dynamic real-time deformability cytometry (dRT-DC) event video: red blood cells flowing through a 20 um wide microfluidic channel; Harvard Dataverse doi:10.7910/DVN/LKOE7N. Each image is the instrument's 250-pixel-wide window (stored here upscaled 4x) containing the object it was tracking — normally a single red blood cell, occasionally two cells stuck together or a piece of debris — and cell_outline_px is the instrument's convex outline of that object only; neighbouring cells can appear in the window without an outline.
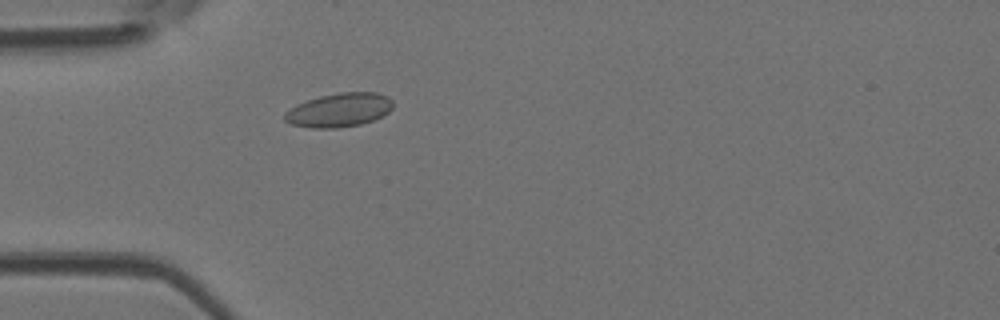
{"species": "Egyptian fruit bat (a non-hibernating species)", "species_latin": "Rousettus aegyptiacus", "temperature_condition": "room temperature", "stored_images_in_passage": 37, "camera_frame_rate_fps": 3000, "um_per_image_px": 0.085, "animal": {"sex": "female"}, "frame": {"image": 1, "passage_image": 2, "time_ms": 0.333, "image_size_px": [1000, 320], "cell_outline_px": [[392, 108], [388, 112], [372, 120], [360, 124], [336, 128], [312, 128], [292, 124], [284, 120], [284, 112], [296, 104], [320, 96], [340, 92], [376, 92], [388, 96], [392, 100]], "centroid_in_image_um": [28.81, 9.34], "position_along_channel_um": 56.2, "area_um2": 21.27}}
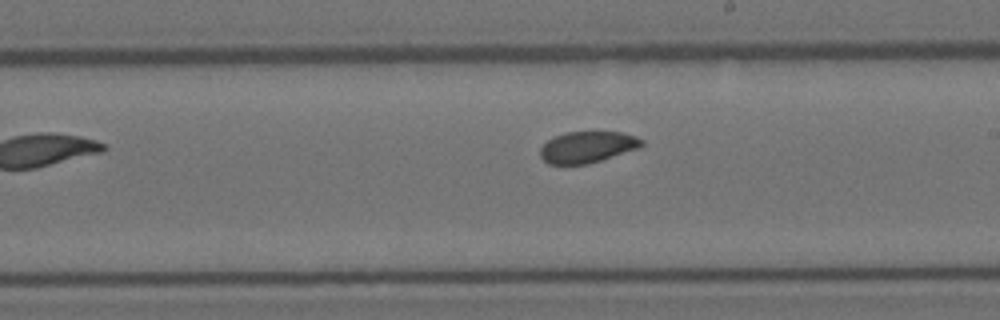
{"frame": {"image": 2, "passage_image": 16, "time_ms": 5.0, "image_size_px": [1000, 320], "cell_outline_px": [[644, 144], [640, 148], [588, 164], [548, 164], [540, 156], [540, 148], [548, 140], [564, 132], [620, 132], [636, 136], [644, 140]], "centroid_in_image_um": [49.95, 12.5], "position_along_channel_um": 239.1, "area_um2": 18.55}}
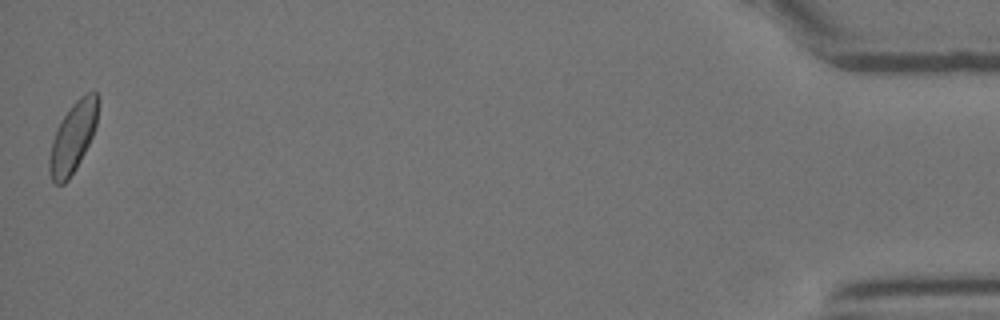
{"frame": {"image": 3, "passage_image": 37, "time_ms": 12.0, "image_size_px": [1000, 320], "cell_outline_px": [[100, 100], [96, 124], [92, 136], [76, 168], [68, 180], [64, 184], [56, 184], [52, 180], [48, 168], [48, 160], [52, 140], [56, 128], [72, 104], [80, 96], [88, 92], [96, 92], [100, 96]], "centroid_in_image_um": [6.2, 11.65], "position_along_channel_um": 429.0, "area_um2": 19.94}, "authors_computed_cell_mechanics": {"area_um2": 19.4208, "velocity_mm_per_s": 4.0459, "shape_relaxation_time_tau1_ms": 6.5971, "shape_relaxation_time_tau2_ms": null, "deformation_change_tau1": 0.0841, "deformation_change_tau2": null}}